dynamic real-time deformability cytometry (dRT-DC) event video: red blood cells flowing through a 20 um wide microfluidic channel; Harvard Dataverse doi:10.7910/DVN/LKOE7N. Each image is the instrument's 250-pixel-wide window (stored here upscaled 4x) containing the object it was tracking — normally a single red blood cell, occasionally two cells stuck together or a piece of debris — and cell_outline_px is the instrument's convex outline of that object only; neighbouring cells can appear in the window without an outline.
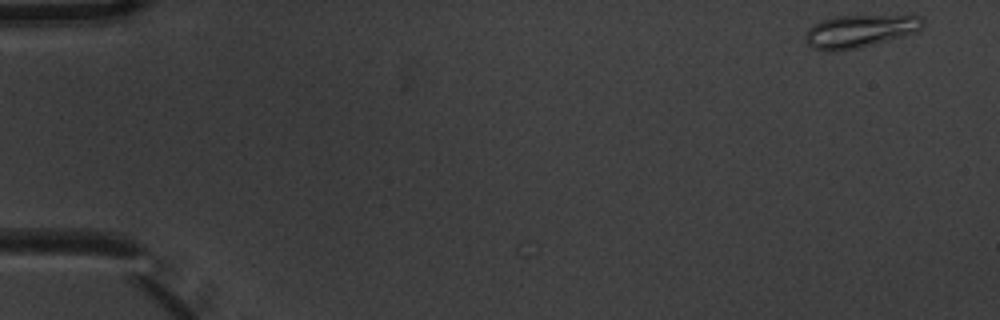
{"species": "common noctule bat (a hibernating species)", "species_latin": "Nyctalus noctula", "temperature_condition": "warm", "stored_images_in_passage": 4, "camera_frame_rate_fps": 3000, "um_per_image_px": 0.085, "animal": {"sex": "male", "body_mass_g": 20.1, "forearm_length_mm": 53.5}, "frame": {"image": 1, "passage_image": 1, "time_ms": 0.0, "image_size_px": [1000, 320], "cell_outline_px": [[924, 24], [916, 32], [904, 36], [860, 48], [832, 52], [828, 52], [812, 48], [804, 40], [804, 32], [808, 28], [824, 20], [836, 16], [920, 16], [924, 20]], "centroid_in_image_um": [73.03, 2.67], "position_along_channel_um": 12.0, "area_um2": 22.43}}